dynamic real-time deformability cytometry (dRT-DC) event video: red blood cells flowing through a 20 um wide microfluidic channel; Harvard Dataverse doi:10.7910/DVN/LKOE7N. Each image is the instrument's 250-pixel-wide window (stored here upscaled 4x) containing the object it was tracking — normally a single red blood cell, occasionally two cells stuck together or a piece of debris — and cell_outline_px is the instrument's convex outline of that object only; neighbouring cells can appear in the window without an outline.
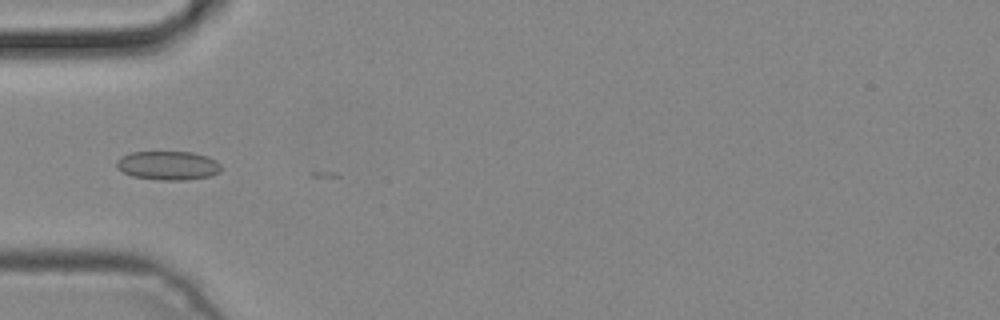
{"species": "common noctule bat (a hibernating species)", "species_latin": "Nyctalus noctula", "temperature_condition": "cold", "stored_images_in_passage": 5, "camera_frame_rate_fps": 3000, "um_per_image_px": 0.085, "animal": {"sex": "male", "body_mass_g": 19.2, "forearm_length_mm": 51.8}, "frame": {"image": 1, "passage_image": 4, "time_ms": 1.0, "image_size_px": [1000, 320], "cell_outline_px": [[224, 168], [220, 172], [208, 176], [184, 180], [160, 180], [132, 176], [116, 168], [116, 160], [120, 156], [128, 152], [192, 152], [208, 156], [216, 160]], "centroid_in_image_um": [14.28, 14.06], "position_along_channel_um": 70.7, "area_um2": 17.8}}
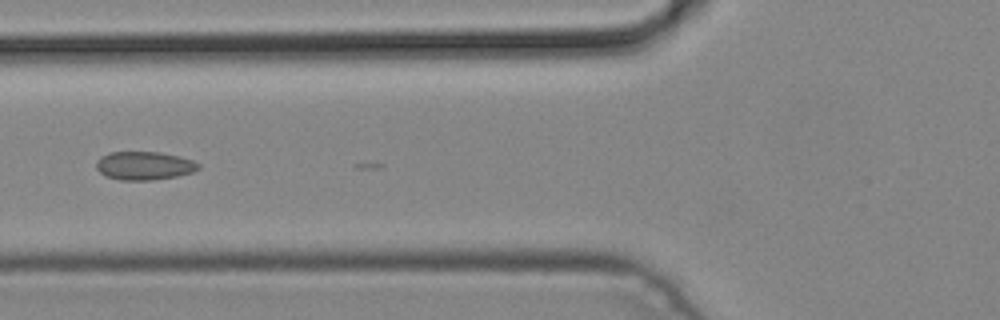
{"frame": {"image": 2, "passage_image": 5, "time_ms": 1.333, "image_size_px": [1000, 320], "cell_outline_px": [[200, 168], [192, 172], [176, 176], [152, 180], [120, 180], [108, 176], [100, 172], [96, 168], [96, 160], [100, 156], [108, 152], [160, 152], [180, 156], [192, 160], [200, 164]], "centroid_in_image_um": [12.25, 14.07], "position_along_channel_um": 113.5, "area_um2": 16.94}}